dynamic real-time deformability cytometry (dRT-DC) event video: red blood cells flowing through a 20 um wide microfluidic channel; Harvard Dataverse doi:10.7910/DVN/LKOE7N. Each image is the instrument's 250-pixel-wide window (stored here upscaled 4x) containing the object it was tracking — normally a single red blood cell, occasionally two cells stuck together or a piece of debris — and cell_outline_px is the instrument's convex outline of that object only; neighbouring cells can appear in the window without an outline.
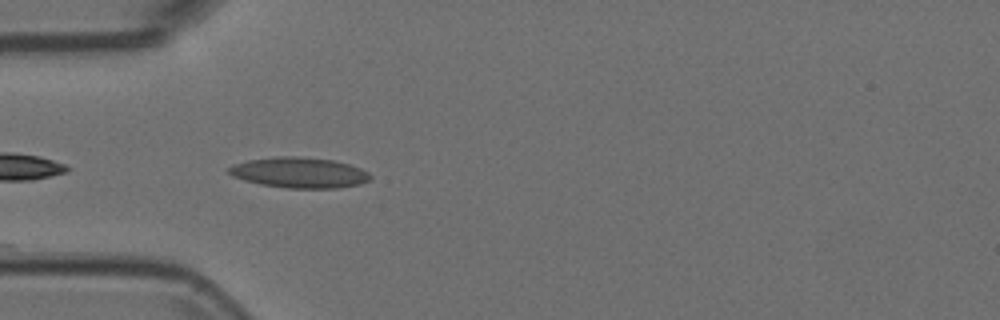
{"species": "Egyptian fruit bat (a non-hibernating species)", "species_latin": "Rousettus aegyptiacus", "temperature_condition": "room temperature", "stored_images_in_passage": 14, "camera_frame_rate_fps": 3000, "um_per_image_px": 0.085, "animal": {"sex": "female"}, "frame": {"image": 1, "passage_image": 1, "time_ms": 0.0, "image_size_px": [1000, 320], "cell_outline_px": [[372, 180], [360, 184], [336, 188], [288, 188], [260, 184], [244, 180], [232, 176], [228, 172], [228, 168], [232, 164], [248, 160], [276, 156], [300, 156], [332, 160], [348, 164], [360, 168], [368, 172], [372, 176]], "centroid_in_image_um": [25.44, 14.67], "position_along_channel_um": 59.6, "area_um2": 25.32}}
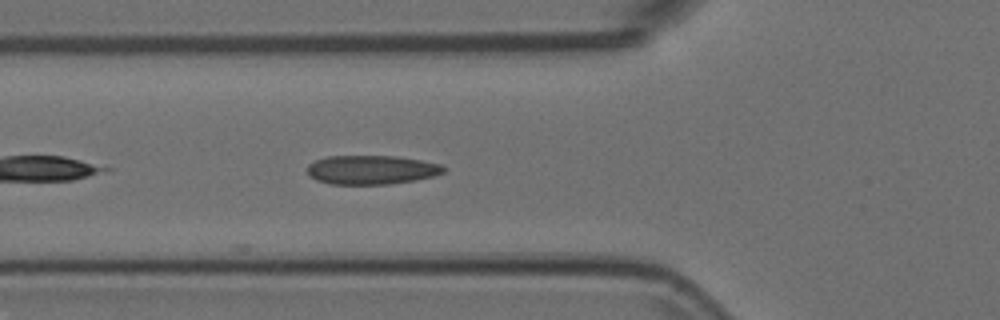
{"frame": {"image": 2, "passage_image": 4, "time_ms": 1.0, "image_size_px": [1000, 320], "cell_outline_px": [[448, 168], [444, 172], [436, 176], [416, 180], [388, 184], [328, 184], [316, 180], [308, 176], [308, 164], [316, 160], [328, 156], [396, 156], [420, 160], [440, 164]], "centroid_in_image_um": [31.59, 14.44], "position_along_channel_um": 94.2, "area_um2": 23.24}}
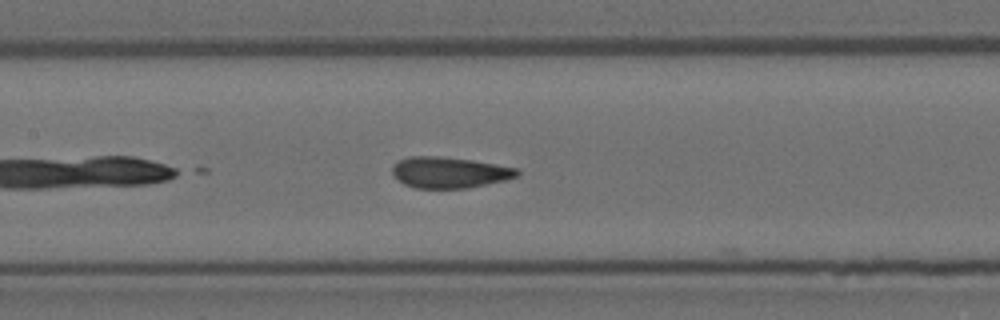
{"frame": {"image": 3, "passage_image": 10, "time_ms": 3.0, "image_size_px": [1000, 320], "cell_outline_px": [[520, 172], [516, 176], [504, 180], [468, 188], [416, 188], [404, 184], [392, 172], [392, 168], [400, 160], [408, 156], [436, 156], [472, 160], [520, 168]], "centroid_in_image_um": [38.23, 14.65], "position_along_channel_um": 169.2, "area_um2": 22.37}}